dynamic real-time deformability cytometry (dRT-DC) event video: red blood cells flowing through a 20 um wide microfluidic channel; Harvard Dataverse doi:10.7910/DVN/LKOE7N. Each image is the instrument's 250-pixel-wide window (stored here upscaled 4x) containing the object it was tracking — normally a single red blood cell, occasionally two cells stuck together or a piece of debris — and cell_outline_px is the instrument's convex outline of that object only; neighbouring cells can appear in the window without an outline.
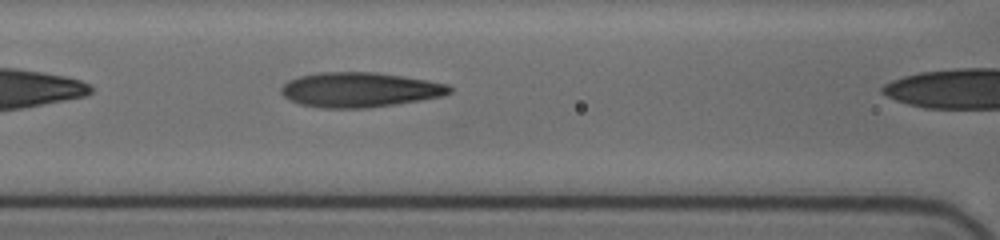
{"species": "human", "species_latin": "Homo sapiens", "temperature_condition": "cold", "stored_images_in_passage": 21, "camera_frame_rate_fps": 3000, "um_per_image_px": 0.085, "donor": {"sex": "female"}, "frame": {"image": 1, "passage_image": 18, "time_ms": 8.667, "image_size_px": [1000, 240], "cell_outline_px": [[452, 92], [440, 96], [420, 100], [368, 108], [324, 108], [300, 104], [284, 96], [280, 92], [280, 88], [288, 80], [300, 76], [320, 72], [372, 72], [400, 76], [448, 84], [452, 88]], "centroid_in_image_um": [30.54, 7.63], "position_along_channel_um": 136.1, "area_um2": 33.81}}